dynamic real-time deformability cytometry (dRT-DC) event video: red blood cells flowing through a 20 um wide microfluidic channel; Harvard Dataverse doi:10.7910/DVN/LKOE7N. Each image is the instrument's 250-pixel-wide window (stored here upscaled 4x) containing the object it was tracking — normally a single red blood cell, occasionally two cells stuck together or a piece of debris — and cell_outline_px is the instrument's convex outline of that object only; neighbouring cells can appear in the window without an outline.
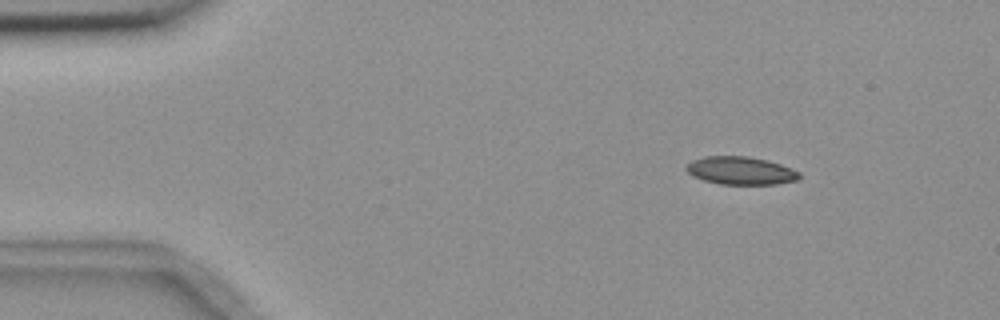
{"species": "common noctule bat (a hibernating species)", "species_latin": "Nyctalus noctula", "temperature_condition": "room temperature", "stored_images_in_passage": 9, "camera_frame_rate_fps": 3000, "um_per_image_px": 0.085, "animal": {"sex": "female", "body_mass_g": 18.4}, "frame": {"image": 1, "passage_image": 2, "time_ms": 1.333, "image_size_px": [1000, 320], "cell_outline_px": [[800, 180], [776, 184], [720, 184], [704, 180], [692, 176], [684, 168], [692, 160], [704, 156], [748, 156], [768, 160], [792, 168], [800, 172]], "centroid_in_image_um": [62.98, 14.5], "position_along_channel_um": 22.0, "area_um2": 18.55}}
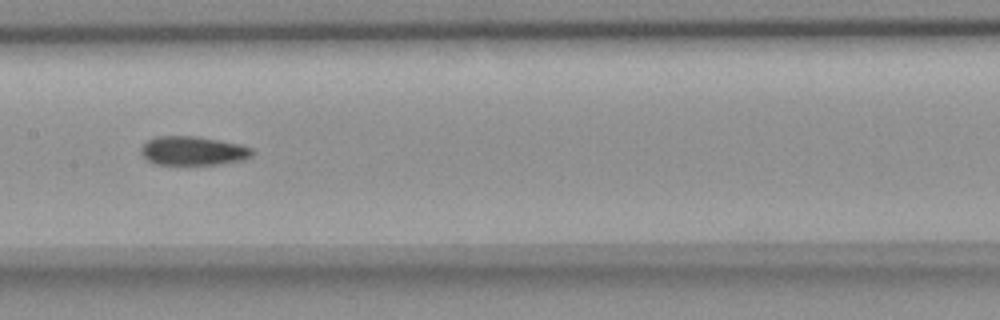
{"frame": {"image": 2, "passage_image": 8, "time_ms": 8.0, "image_size_px": [1000, 320], "cell_outline_px": [[256, 152], [252, 156], [244, 160], [220, 164], [156, 164], [148, 160], [140, 152], [140, 148], [148, 140], [156, 136], [196, 136], [240, 144], [252, 148]], "centroid_in_image_um": [16.45, 12.81], "position_along_channel_um": 191.0, "area_um2": 18.79}}
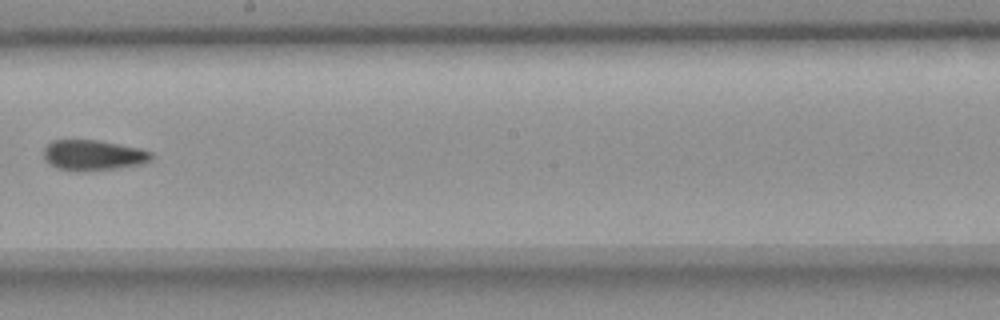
{"frame": {"image": 3, "passage_image": 9, "time_ms": 9.333, "image_size_px": [1000, 320], "cell_outline_px": [[152, 160], [144, 164], [116, 168], [80, 172], [76, 172], [56, 168], [48, 164], [44, 160], [44, 148], [52, 140], [100, 140], [140, 148], [152, 152]], "centroid_in_image_um": [7.92, 13.2], "position_along_channel_um": 240.3, "area_um2": 19.48}}